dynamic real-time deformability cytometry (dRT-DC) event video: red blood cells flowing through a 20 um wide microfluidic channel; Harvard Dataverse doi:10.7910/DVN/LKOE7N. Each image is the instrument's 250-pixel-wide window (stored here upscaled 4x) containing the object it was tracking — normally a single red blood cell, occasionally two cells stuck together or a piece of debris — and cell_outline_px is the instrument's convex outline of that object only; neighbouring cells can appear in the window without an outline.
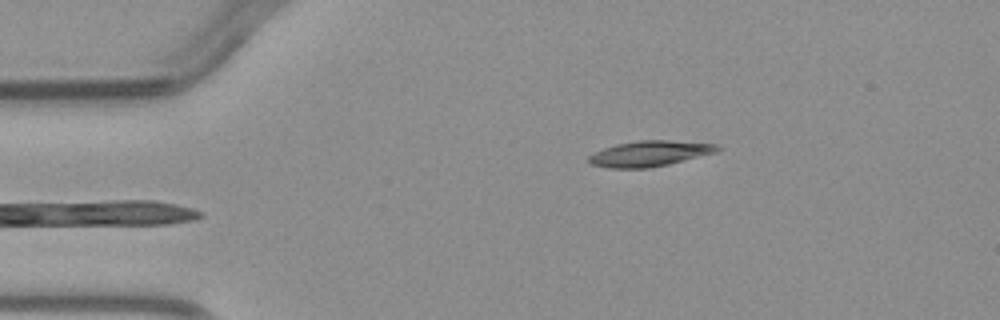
{"species": "common noctule bat (a hibernating species)", "species_latin": "Nyctalus noctula", "temperature_condition": "warm", "stored_images_in_passage": 2, "camera_frame_rate_fps": 3000, "um_per_image_px": 0.085, "animal": {"sex": "male", "body_mass_g": 23.1, "forearm_length_mm": 52.7}, "frame": {"image": 1, "passage_image": 1, "time_ms": 0.0, "image_size_px": [1000, 320], "cell_outline_px": [[724, 148], [716, 152], [668, 164], [648, 168], [608, 168], [592, 164], [588, 160], [588, 156], [604, 148], [616, 144], [640, 140], [668, 140], [716, 144]], "centroid_in_image_um": [55.23, 13.05], "position_along_channel_um": 29.8, "area_um2": 19.02}}